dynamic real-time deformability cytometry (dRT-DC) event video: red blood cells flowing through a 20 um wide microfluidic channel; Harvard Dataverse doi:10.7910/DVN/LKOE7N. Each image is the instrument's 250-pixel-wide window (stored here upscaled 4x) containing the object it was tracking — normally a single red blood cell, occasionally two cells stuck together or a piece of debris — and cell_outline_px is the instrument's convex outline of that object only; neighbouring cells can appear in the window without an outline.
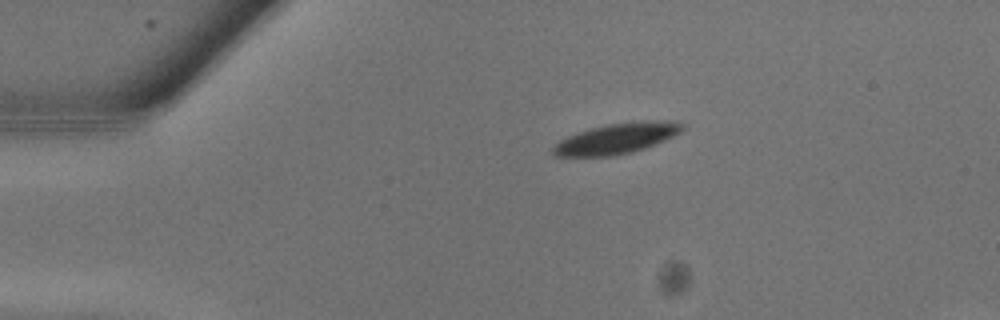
{"species": "common noctule bat (a hibernating species)", "species_latin": "Nyctalus noctula", "temperature_condition": "warm", "stored_images_in_passage": 10, "camera_frame_rate_fps": 3000, "um_per_image_px": 0.085, "animal": {"sex": "male", "body_mass_g": 13.3}, "frame": {"image": 1, "passage_image": 4, "time_ms": 1.0, "image_size_px": [1000, 320], "cell_outline_px": [[684, 128], [680, 132], [656, 144], [632, 152], [612, 156], [556, 156], [552, 152], [552, 148], [560, 140], [576, 132], [608, 124], [648, 120], [676, 120], [684, 124]], "centroid_in_image_um": [52.45, 11.76], "position_along_channel_um": 32.6, "area_um2": 22.95}}
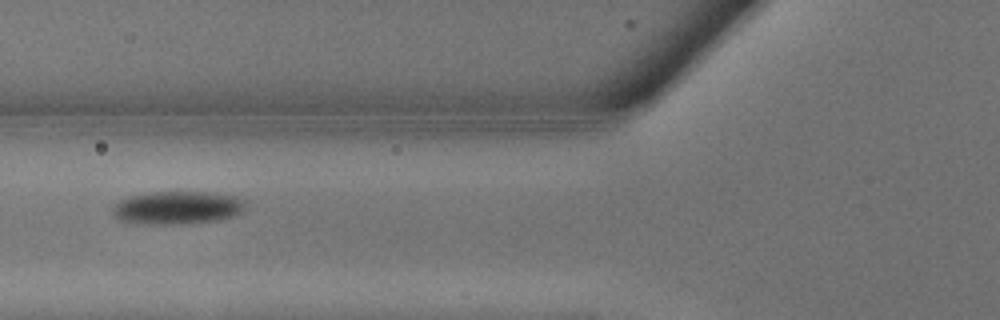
{"frame": {"image": 2, "passage_image": 9, "time_ms": 2.667, "image_size_px": [1000, 320], "cell_outline_px": [[248, 200], [244, 208], [236, 216], [220, 220], [188, 224], [148, 224], [120, 220], [112, 212], [112, 208], [120, 200], [132, 196], [148, 192], [216, 192], [236, 196]], "centroid_in_image_um": [15.17, 17.65], "position_along_channel_um": 110.6, "area_um2": 25.89}}